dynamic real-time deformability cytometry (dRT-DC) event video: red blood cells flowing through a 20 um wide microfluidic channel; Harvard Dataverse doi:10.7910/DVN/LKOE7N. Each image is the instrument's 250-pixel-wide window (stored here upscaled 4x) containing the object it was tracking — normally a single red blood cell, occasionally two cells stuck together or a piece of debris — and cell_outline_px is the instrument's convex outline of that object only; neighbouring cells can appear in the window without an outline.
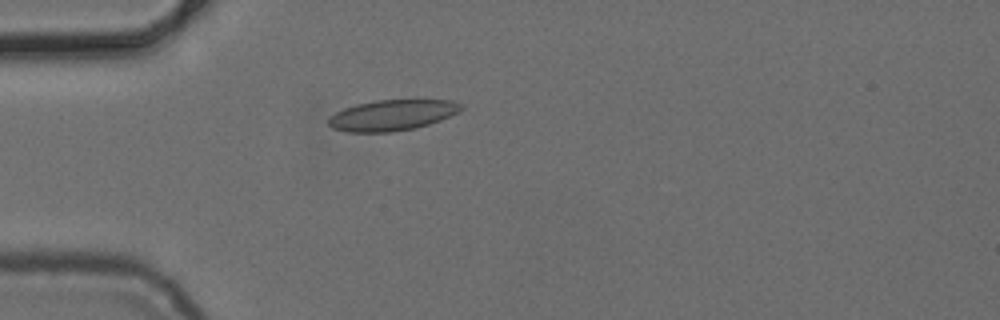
{"species": "common noctule bat (a hibernating species)", "species_latin": "Nyctalus noctula", "temperature_condition": "cold", "stored_images_in_passage": 5, "camera_frame_rate_fps": 3000, "um_per_image_px": 0.085, "animal": {"sex": "female", "body_mass_g": 24.6, "forearm_length_mm": 56.2}, "frame": {"image": 1, "passage_image": 5, "time_ms": 4.667, "image_size_px": [1000, 320], "cell_outline_px": [[464, 108], [440, 120], [416, 128], [392, 132], [348, 132], [332, 128], [328, 124], [328, 116], [344, 108], [356, 104], [376, 100], [452, 100], [464, 104]], "centroid_in_image_um": [33.31, 9.79], "position_along_channel_um": 51.7, "area_um2": 23.81}}